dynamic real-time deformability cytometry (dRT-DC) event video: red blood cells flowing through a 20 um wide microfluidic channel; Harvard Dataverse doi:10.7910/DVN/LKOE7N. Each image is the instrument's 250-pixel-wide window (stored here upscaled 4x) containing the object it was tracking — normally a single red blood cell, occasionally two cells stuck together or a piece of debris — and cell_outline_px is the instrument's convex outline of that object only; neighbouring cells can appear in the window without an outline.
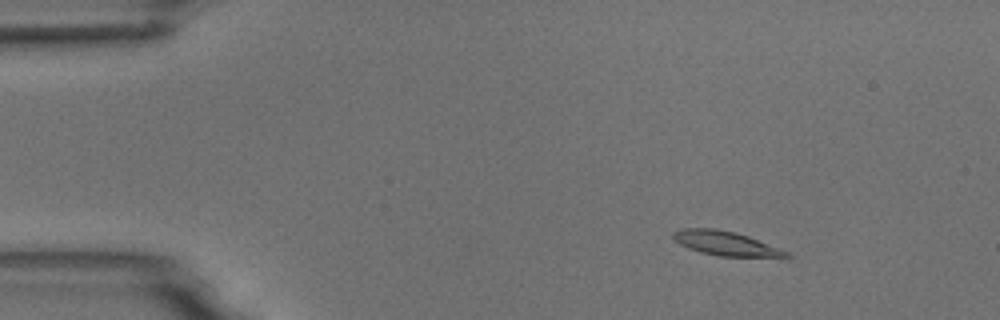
{"species": "common noctule bat (a hibernating species)", "species_latin": "Nyctalus noctula", "temperature_condition": "room temperature", "stored_images_in_passage": 5, "camera_frame_rate_fps": 3000, "um_per_image_px": 0.085, "animal": {"sex": "male", "body_mass_g": 18.8}, "frame": {"image": 1, "passage_image": 3, "time_ms": 2.333, "image_size_px": [1000, 320], "cell_outline_px": [[792, 256], [788, 260], [720, 256], [700, 252], [688, 248], [680, 244], [672, 236], [672, 232], [680, 228], [716, 228], [736, 232], [748, 236], [788, 252]], "centroid_in_image_um": [61.81, 20.73], "position_along_channel_um": 23.2, "area_um2": 16.7}}